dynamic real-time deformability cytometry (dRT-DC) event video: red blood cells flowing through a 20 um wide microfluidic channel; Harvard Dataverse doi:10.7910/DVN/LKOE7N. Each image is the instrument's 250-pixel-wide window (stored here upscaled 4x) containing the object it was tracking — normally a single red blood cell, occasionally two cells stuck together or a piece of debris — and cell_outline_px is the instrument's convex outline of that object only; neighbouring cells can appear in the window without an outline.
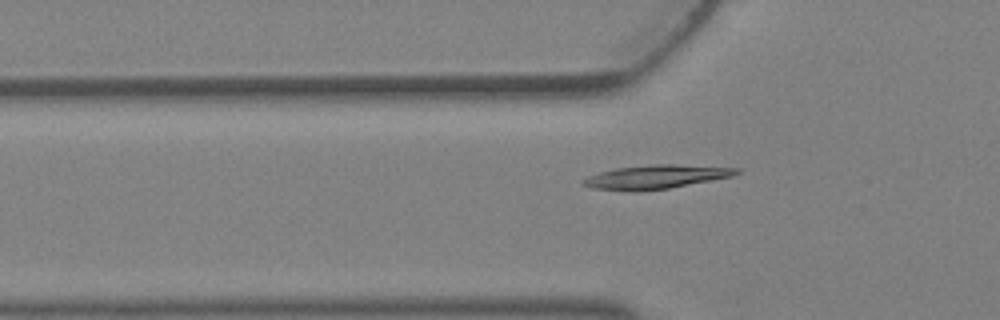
{"species": "Egyptian fruit bat (a non-hibernating species)", "species_latin": "Rousettus aegyptiacus", "temperature_condition": "warm", "stored_images_in_passage": 4, "segment_of_instrument_passage": [2, 2], "camera_frame_rate_fps": 3000, "um_per_image_px": 0.085, "animal": {"sex": "female"}, "frame": {"image": 1, "passage_image": 4, "time_ms": 1.0, "image_size_px": [1000, 320], "cell_outline_px": [[740, 172], [732, 176], [668, 188], [640, 192], [632, 192], [592, 188], [580, 184], [580, 180], [588, 176], [600, 172], [616, 168], [656, 164], [676, 164], [740, 168]], "centroid_in_image_um": [55.69, 15.04], "position_along_channel_um": 70.1, "area_um2": 21.33}}